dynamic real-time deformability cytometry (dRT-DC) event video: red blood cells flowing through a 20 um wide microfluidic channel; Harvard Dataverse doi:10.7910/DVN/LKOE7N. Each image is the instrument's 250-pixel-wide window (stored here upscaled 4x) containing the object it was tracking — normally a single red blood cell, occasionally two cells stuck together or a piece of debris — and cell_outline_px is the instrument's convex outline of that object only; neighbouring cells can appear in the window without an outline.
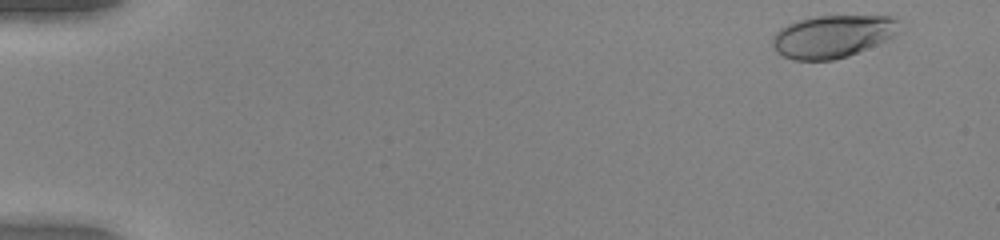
{"species": "human", "species_latin": "Homo sapiens", "temperature_condition": "warm", "stored_images_in_passage": 50, "camera_frame_rate_fps": 3000, "um_per_image_px": 0.085, "donor": {"sex": "female"}, "frame": {"image": 1, "passage_image": 2, "time_ms": 0.333, "image_size_px": [1000, 240], "cell_outline_px": [[900, 20], [896, 32], [892, 36], [884, 40], [848, 56], [832, 60], [792, 60], [780, 56], [776, 52], [772, 44], [772, 36], [780, 28], [788, 24], [800, 20], [816, 16], [892, 16]], "centroid_in_image_um": [70.71, 3.09], "position_along_channel_um": 14.3, "area_um2": 31.27}}
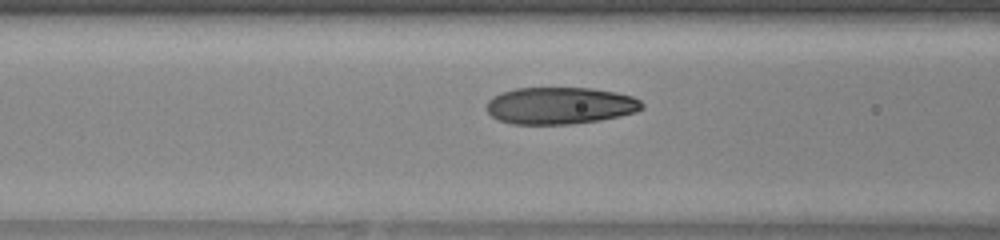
{"frame": {"image": 2, "passage_image": 21, "time_ms": 6.667, "image_size_px": [1000, 240], "cell_outline_px": [[644, 108], [636, 112], [620, 116], [600, 120], [572, 124], [512, 124], [496, 120], [488, 112], [488, 100], [492, 96], [500, 92], [516, 88], [592, 88], [616, 92], [632, 96], [640, 100], [644, 104]], "centroid_in_image_um": [47.61, 8.98], "position_along_channel_um": 119.0, "area_um2": 33.76}}
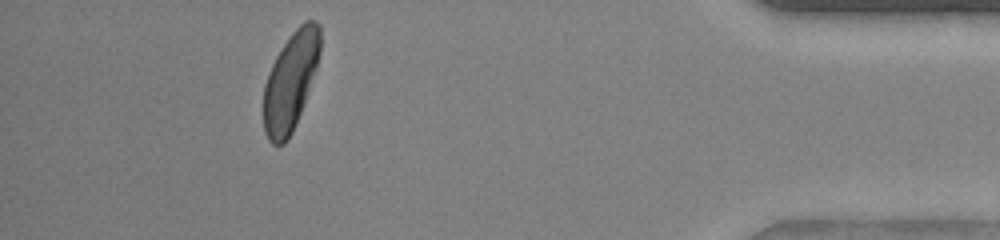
{"frame": {"image": 3, "passage_image": 46, "time_ms": 15.0, "image_size_px": [1000, 240], "cell_outline_px": [[320, 52], [316, 68], [300, 112], [292, 132], [288, 140], [284, 144], [272, 144], [268, 140], [264, 132], [264, 84], [268, 72], [276, 56], [292, 32], [304, 20], [316, 20], [320, 24]], "centroid_in_image_um": [24.69, 6.89], "position_along_channel_um": 410.5, "area_um2": 32.08}, "authors_computed_cell_mechanics": {"area_um2": 33.3217, "velocity_mm_per_s": 4.0671, "shape_relaxation_time_tau1_ms": 4.3746, "shape_relaxation_time_tau2_ms": null, "deformation_change_tau1": 0.1927, "deformation_change_tau2": null}}